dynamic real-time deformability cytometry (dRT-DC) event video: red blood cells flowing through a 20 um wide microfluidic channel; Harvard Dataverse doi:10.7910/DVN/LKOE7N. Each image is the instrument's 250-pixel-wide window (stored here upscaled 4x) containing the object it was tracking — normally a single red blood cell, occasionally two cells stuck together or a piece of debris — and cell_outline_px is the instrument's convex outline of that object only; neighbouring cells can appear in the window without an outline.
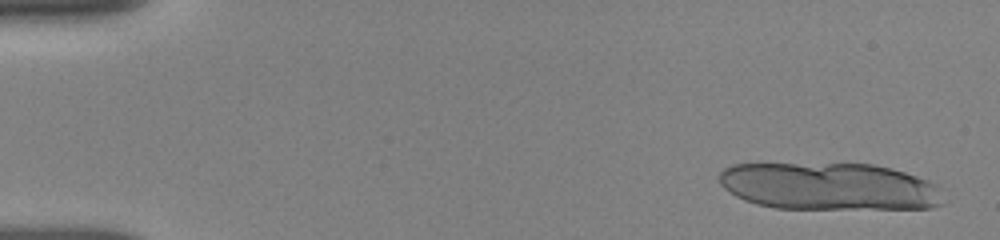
{"species": "human", "species_latin": "Homo sapiens", "temperature_condition": "room temperature", "stored_images_in_passage": 14, "camera_frame_rate_fps": 3000, "um_per_image_px": 0.085, "donor": {"sex": "female"}, "frame": {"image": 1, "passage_image": 2, "time_ms": 0.333, "image_size_px": [1000, 240], "cell_outline_px": [[944, 204], [928, 208], [776, 208], [756, 204], [744, 200], [736, 196], [724, 188], [720, 184], [720, 172], [724, 168], [732, 164], [872, 164], [904, 172], [928, 180], [944, 188]], "centroid_in_image_um": [70.53, 15.85], "position_along_channel_um": 14.5, "area_um2": 61.96}}